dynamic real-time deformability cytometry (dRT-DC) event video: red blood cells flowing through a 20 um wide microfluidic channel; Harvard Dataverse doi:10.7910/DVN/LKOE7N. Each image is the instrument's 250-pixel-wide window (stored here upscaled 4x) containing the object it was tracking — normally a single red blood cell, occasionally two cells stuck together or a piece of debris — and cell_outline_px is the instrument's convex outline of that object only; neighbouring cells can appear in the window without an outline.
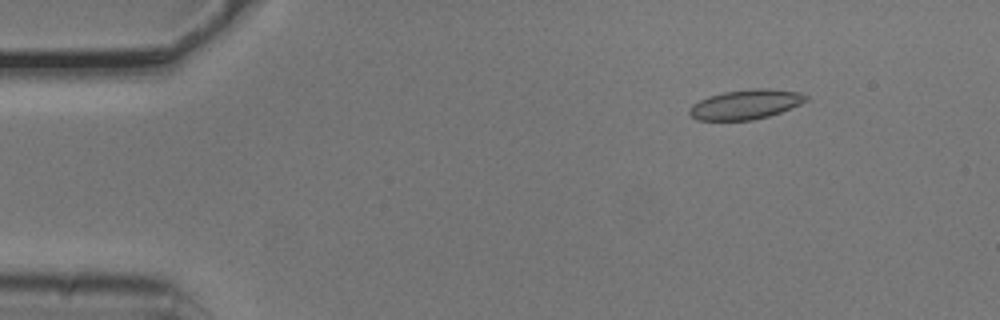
{"species": "common noctule bat (a hibernating species)", "species_latin": "Nyctalus noctula", "temperature_condition": "cold", "stored_images_in_passage": 7, "camera_frame_rate_fps": 3000, "um_per_image_px": 0.085, "animal": {"sex": "male", "body_mass_g": 20.5, "forearm_length_mm": 52.5}, "frame": {"image": 1, "passage_image": 2, "time_ms": 0.333, "image_size_px": [1000, 320], "cell_outline_px": [[808, 100], [800, 104], [780, 112], [768, 116], [752, 120], [696, 120], [688, 112], [688, 108], [692, 104], [708, 96], [724, 92], [752, 88], [768, 88], [800, 92], [808, 96]], "centroid_in_image_um": [63.37, 8.87], "position_along_channel_um": 21.6, "area_um2": 20.17}}
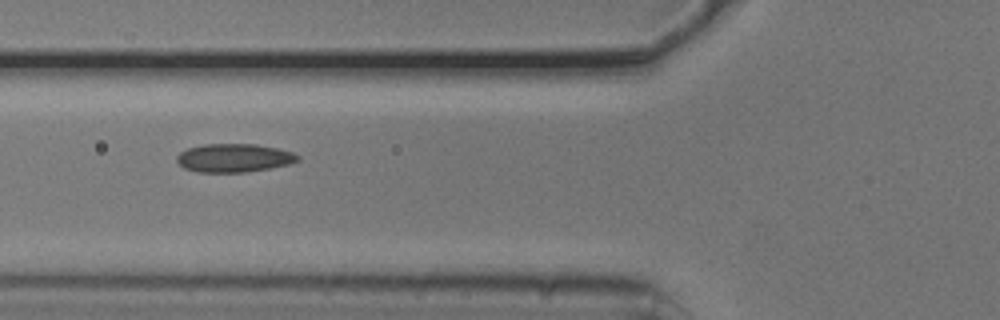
{"frame": {"image": 2, "passage_image": 6, "time_ms": 1.667, "image_size_px": [1000, 320], "cell_outline_px": [[300, 160], [288, 164], [272, 168], [244, 172], [196, 172], [184, 168], [176, 160], [176, 156], [180, 152], [188, 148], [204, 144], [256, 144], [276, 148], [292, 152], [300, 156]], "centroid_in_image_um": [19.88, 13.42], "position_along_channel_um": 105.9, "area_um2": 20.06}}
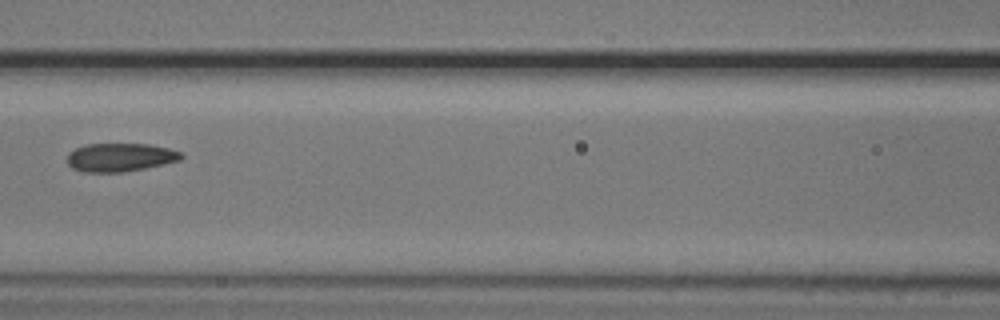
{"frame": {"image": 3, "passage_image": 7, "time_ms": 2.0, "image_size_px": [1000, 320], "cell_outline_px": [[184, 156], [180, 160], [164, 164], [124, 172], [84, 172], [72, 168], [68, 164], [68, 152], [84, 144], [148, 144], [168, 148], [180, 152]], "centroid_in_image_um": [10.2, 13.37], "position_along_channel_um": 156.4, "area_um2": 18.84}}